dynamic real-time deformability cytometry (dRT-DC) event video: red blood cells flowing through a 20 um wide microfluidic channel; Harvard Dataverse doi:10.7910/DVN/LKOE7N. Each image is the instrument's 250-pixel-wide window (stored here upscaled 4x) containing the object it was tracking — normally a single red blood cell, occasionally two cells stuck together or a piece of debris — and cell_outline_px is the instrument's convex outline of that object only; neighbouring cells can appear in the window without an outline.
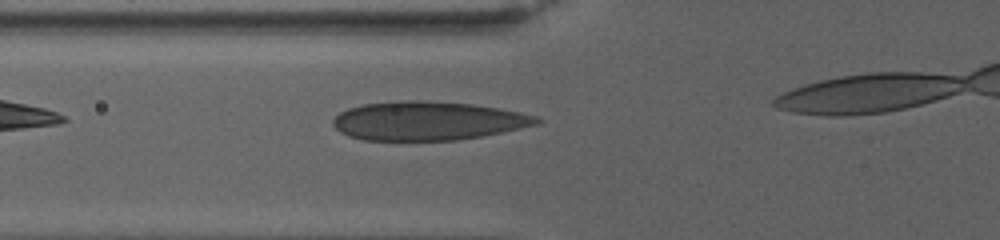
{"species": "human", "species_latin": "Homo sapiens", "temperature_condition": "warm", "stored_images_in_passage": 8, "segment_of_instrument_passage": [1, 2], "camera_frame_rate_fps": 3000, "um_per_image_px": 0.085, "donor": {"sex": "female"}, "frame": {"image": 1, "passage_image": 3, "time_ms": 1.667, "image_size_px": [1000, 240], "cell_outline_px": [[544, 120], [540, 124], [480, 136], [456, 140], [364, 140], [348, 136], [340, 132], [332, 124], [332, 120], [340, 112], [348, 108], [360, 104], [400, 100], [420, 100], [472, 104], [500, 108], [536, 116]], "centroid_in_image_um": [36.34, 10.26], "position_along_channel_um": 89.5, "area_um2": 46.07}}
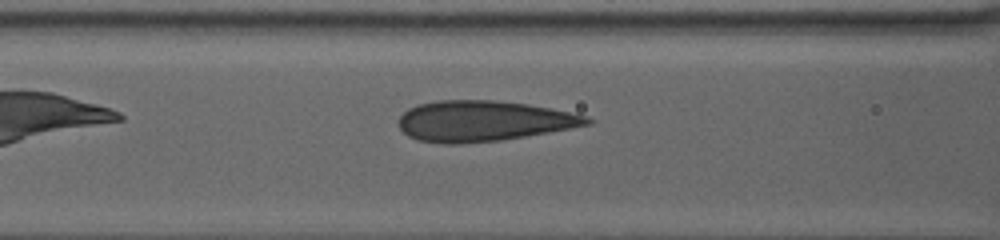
{"frame": {"image": 2, "passage_image": 5, "time_ms": 3.0, "image_size_px": [1000, 240], "cell_outline_px": [[592, 124], [524, 136], [500, 140], [456, 144], [444, 144], [416, 140], [408, 136], [400, 128], [400, 116], [408, 108], [416, 104], [440, 100], [496, 100], [528, 104], [552, 108], [588, 116], [592, 120]], "centroid_in_image_um": [41.06, 10.28], "position_along_channel_um": 125.5, "area_um2": 44.51}}
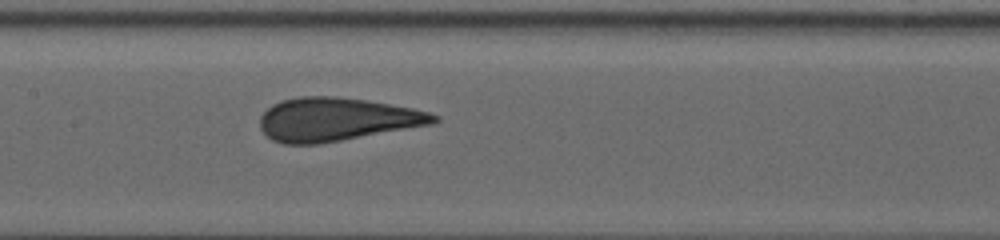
{"frame": {"image": 3, "passage_image": 7, "time_ms": 5.0, "image_size_px": [1000, 240], "cell_outline_px": [[440, 120], [432, 124], [320, 144], [284, 144], [272, 140], [260, 128], [260, 116], [272, 104], [280, 100], [300, 96], [336, 96], [368, 100], [412, 108], [428, 112], [440, 116]], "centroid_in_image_um": [28.6, 10.14], "position_along_channel_um": 178.8, "area_um2": 43.99}}